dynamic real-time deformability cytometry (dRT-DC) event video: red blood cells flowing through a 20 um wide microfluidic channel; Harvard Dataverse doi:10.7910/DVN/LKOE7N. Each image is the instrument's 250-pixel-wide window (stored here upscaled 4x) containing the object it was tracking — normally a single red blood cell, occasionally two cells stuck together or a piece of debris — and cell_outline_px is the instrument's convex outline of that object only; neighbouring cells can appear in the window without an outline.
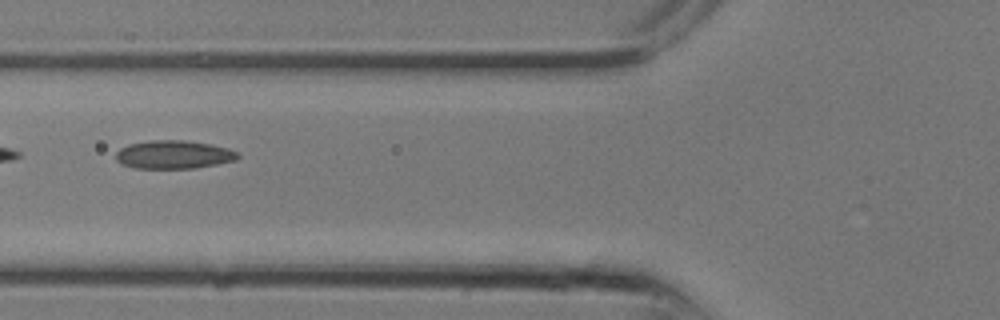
{"species": "common noctule bat (a hibernating species)", "species_latin": "Nyctalus noctula", "temperature_condition": "room temperature", "stored_images_in_passage": 11, "camera_frame_rate_fps": 3000, "um_per_image_px": 0.085, "animal": {"sex": "male", "body_mass_g": 13.3}, "frame": {"image": 1, "passage_image": 10, "time_ms": 3.0, "image_size_px": [1000, 320], "cell_outline_px": [[240, 156], [236, 160], [196, 168], [132, 168], [116, 160], [116, 152], [120, 148], [128, 144], [148, 140], [184, 140], [208, 144], [228, 148], [236, 152]], "centroid_in_image_um": [14.74, 13.14], "position_along_channel_um": 111.1, "area_um2": 20.06}}